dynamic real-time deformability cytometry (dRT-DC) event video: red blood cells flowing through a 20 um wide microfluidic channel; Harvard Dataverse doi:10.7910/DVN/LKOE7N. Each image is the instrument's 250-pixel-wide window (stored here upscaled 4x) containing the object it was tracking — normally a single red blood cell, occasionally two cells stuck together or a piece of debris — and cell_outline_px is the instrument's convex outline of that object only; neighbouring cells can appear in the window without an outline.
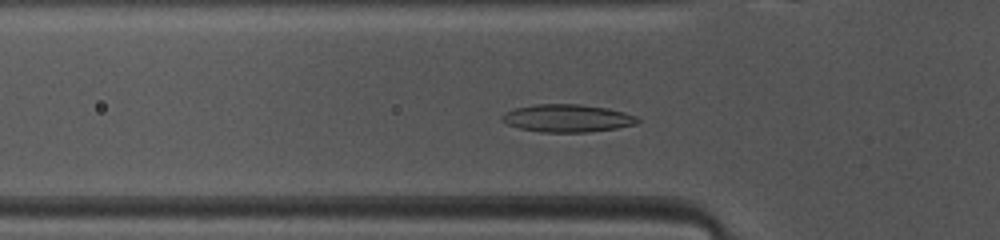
{"species": "common noctule bat (a hibernating species)", "species_latin": "Nyctalus noctula", "temperature_condition": "warm", "stored_images_in_passage": 38, "camera_frame_rate_fps": 3000, "um_per_image_px": 0.085, "animal": {"sex": "female", "body_mass_g": 10.0, "forearm_length_mm": 53.1}, "frame": {"image": 1, "passage_image": 5, "time_ms": 1.333, "image_size_px": [1000, 240], "cell_outline_px": [[640, 120], [636, 124], [616, 128], [588, 132], [540, 132], [520, 128], [508, 124], [500, 120], [500, 116], [504, 112], [516, 108], [536, 104], [580, 104], [608, 108], [624, 112], [636, 116]], "centroid_in_image_um": [48.21, 10.04], "position_along_channel_um": 77.6, "area_um2": 21.91}}
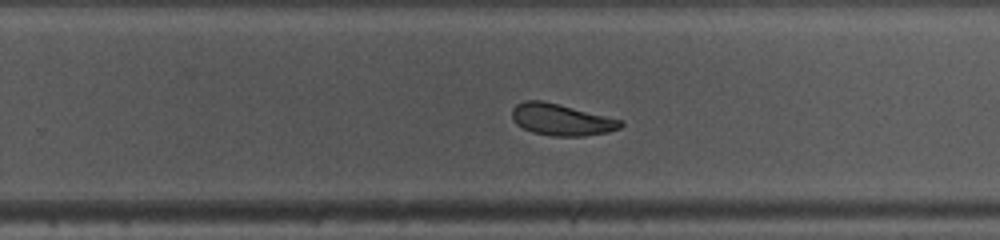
{"frame": {"image": 2, "passage_image": 20, "time_ms": 6.333, "image_size_px": [1000, 240], "cell_outline_px": [[624, 124], [620, 128], [608, 132], [584, 136], [552, 136], [532, 132], [516, 124], [512, 120], [512, 108], [516, 104], [524, 100], [540, 100], [624, 120]], "centroid_in_image_um": [47.71, 10.18], "position_along_channel_um": 282.1, "area_um2": 20.0}}
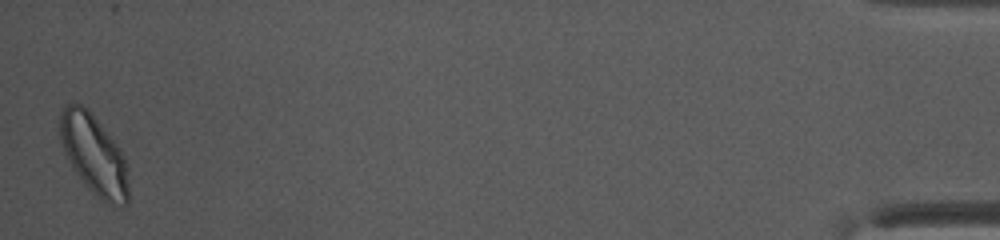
{"frame": {"image": 3, "passage_image": 38, "time_ms": 12.333, "image_size_px": [1000, 240], "cell_outline_px": [[128, 204], [112, 208], [100, 200], [88, 188], [72, 168], [64, 152], [60, 140], [60, 112], [64, 104], [80, 104], [88, 108], [120, 148], [124, 156], [128, 184]], "centroid_in_image_um": [7.98, 13.18], "position_along_channel_um": 427.2, "area_um2": 32.19}, "authors_computed_cell_mechanics": {"area_um2": 20.9236, "velocity_mm_per_s": 4.0803, "shape_relaxation_time_tau1_ms": 3.7459, "shape_relaxation_time_tau2_ms": 3.7019, "deformation_change_tau1": 0.1133, "deformation_change_tau2": 0.0943}}